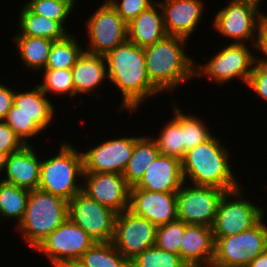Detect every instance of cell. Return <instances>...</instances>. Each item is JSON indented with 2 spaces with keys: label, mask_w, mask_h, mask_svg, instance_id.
<instances>
[{
  "label": "cell",
  "mask_w": 267,
  "mask_h": 267,
  "mask_svg": "<svg viewBox=\"0 0 267 267\" xmlns=\"http://www.w3.org/2000/svg\"><path fill=\"white\" fill-rule=\"evenodd\" d=\"M104 57L107 81L114 83L123 97L119 111H137L142 102L145 103L146 99L160 93L148 78L143 47L127 39Z\"/></svg>",
  "instance_id": "1"
},
{
  "label": "cell",
  "mask_w": 267,
  "mask_h": 267,
  "mask_svg": "<svg viewBox=\"0 0 267 267\" xmlns=\"http://www.w3.org/2000/svg\"><path fill=\"white\" fill-rule=\"evenodd\" d=\"M221 143V139L213 134L205 142L186 151L181 164L187 185L190 179L192 185L212 186L227 192L241 187L231 168L228 148Z\"/></svg>",
  "instance_id": "2"
},
{
  "label": "cell",
  "mask_w": 267,
  "mask_h": 267,
  "mask_svg": "<svg viewBox=\"0 0 267 267\" xmlns=\"http://www.w3.org/2000/svg\"><path fill=\"white\" fill-rule=\"evenodd\" d=\"M187 40L167 35L155 44L144 47L148 78L162 94L195 78V60L183 49Z\"/></svg>",
  "instance_id": "3"
},
{
  "label": "cell",
  "mask_w": 267,
  "mask_h": 267,
  "mask_svg": "<svg viewBox=\"0 0 267 267\" xmlns=\"http://www.w3.org/2000/svg\"><path fill=\"white\" fill-rule=\"evenodd\" d=\"M67 218V200L40 189L30 190L25 214L17 230L36 249Z\"/></svg>",
  "instance_id": "4"
},
{
  "label": "cell",
  "mask_w": 267,
  "mask_h": 267,
  "mask_svg": "<svg viewBox=\"0 0 267 267\" xmlns=\"http://www.w3.org/2000/svg\"><path fill=\"white\" fill-rule=\"evenodd\" d=\"M59 148L54 157L42 159L38 189L70 201L82 191V184L78 183L83 177V156L68 141Z\"/></svg>",
  "instance_id": "5"
},
{
  "label": "cell",
  "mask_w": 267,
  "mask_h": 267,
  "mask_svg": "<svg viewBox=\"0 0 267 267\" xmlns=\"http://www.w3.org/2000/svg\"><path fill=\"white\" fill-rule=\"evenodd\" d=\"M54 107L38 85L25 92L15 90L14 104L4 121L25 145H30L31 139L51 125Z\"/></svg>",
  "instance_id": "6"
},
{
  "label": "cell",
  "mask_w": 267,
  "mask_h": 267,
  "mask_svg": "<svg viewBox=\"0 0 267 267\" xmlns=\"http://www.w3.org/2000/svg\"><path fill=\"white\" fill-rule=\"evenodd\" d=\"M264 217L251 229L223 238H214L211 267H247L267 250V224ZM265 223V224H264Z\"/></svg>",
  "instance_id": "7"
},
{
  "label": "cell",
  "mask_w": 267,
  "mask_h": 267,
  "mask_svg": "<svg viewBox=\"0 0 267 267\" xmlns=\"http://www.w3.org/2000/svg\"><path fill=\"white\" fill-rule=\"evenodd\" d=\"M227 4L216 12L212 27L218 34L234 39L231 43L247 44L245 40H252L255 47L259 26L266 15L251 1L231 0Z\"/></svg>",
  "instance_id": "8"
},
{
  "label": "cell",
  "mask_w": 267,
  "mask_h": 267,
  "mask_svg": "<svg viewBox=\"0 0 267 267\" xmlns=\"http://www.w3.org/2000/svg\"><path fill=\"white\" fill-rule=\"evenodd\" d=\"M212 57L206 64L195 63L196 78L206 75L218 85L238 78L247 85L256 56L246 44L230 43Z\"/></svg>",
  "instance_id": "9"
},
{
  "label": "cell",
  "mask_w": 267,
  "mask_h": 267,
  "mask_svg": "<svg viewBox=\"0 0 267 267\" xmlns=\"http://www.w3.org/2000/svg\"><path fill=\"white\" fill-rule=\"evenodd\" d=\"M241 190L239 187L226 192L221 198L212 225L213 238L228 237L249 230L264 217V208L243 198Z\"/></svg>",
  "instance_id": "10"
},
{
  "label": "cell",
  "mask_w": 267,
  "mask_h": 267,
  "mask_svg": "<svg viewBox=\"0 0 267 267\" xmlns=\"http://www.w3.org/2000/svg\"><path fill=\"white\" fill-rule=\"evenodd\" d=\"M186 182L176 192L177 218L188 225L212 227L221 198L227 192L212 186Z\"/></svg>",
  "instance_id": "11"
},
{
  "label": "cell",
  "mask_w": 267,
  "mask_h": 267,
  "mask_svg": "<svg viewBox=\"0 0 267 267\" xmlns=\"http://www.w3.org/2000/svg\"><path fill=\"white\" fill-rule=\"evenodd\" d=\"M116 212L90 198L83 191L68 201V218L95 242H110L114 237Z\"/></svg>",
  "instance_id": "12"
},
{
  "label": "cell",
  "mask_w": 267,
  "mask_h": 267,
  "mask_svg": "<svg viewBox=\"0 0 267 267\" xmlns=\"http://www.w3.org/2000/svg\"><path fill=\"white\" fill-rule=\"evenodd\" d=\"M102 3L86 22L89 44L84 50L105 56L127 40V24L109 2Z\"/></svg>",
  "instance_id": "13"
},
{
  "label": "cell",
  "mask_w": 267,
  "mask_h": 267,
  "mask_svg": "<svg viewBox=\"0 0 267 267\" xmlns=\"http://www.w3.org/2000/svg\"><path fill=\"white\" fill-rule=\"evenodd\" d=\"M156 233V225L126 210L116 214L112 243L130 262L147 248L155 246Z\"/></svg>",
  "instance_id": "14"
},
{
  "label": "cell",
  "mask_w": 267,
  "mask_h": 267,
  "mask_svg": "<svg viewBox=\"0 0 267 267\" xmlns=\"http://www.w3.org/2000/svg\"><path fill=\"white\" fill-rule=\"evenodd\" d=\"M94 243L90 235L67 218L35 250L53 264L59 260L80 259Z\"/></svg>",
  "instance_id": "15"
},
{
  "label": "cell",
  "mask_w": 267,
  "mask_h": 267,
  "mask_svg": "<svg viewBox=\"0 0 267 267\" xmlns=\"http://www.w3.org/2000/svg\"><path fill=\"white\" fill-rule=\"evenodd\" d=\"M138 138L139 136L114 138L82 152L83 173L123 174Z\"/></svg>",
  "instance_id": "16"
},
{
  "label": "cell",
  "mask_w": 267,
  "mask_h": 267,
  "mask_svg": "<svg viewBox=\"0 0 267 267\" xmlns=\"http://www.w3.org/2000/svg\"><path fill=\"white\" fill-rule=\"evenodd\" d=\"M84 178V181H83ZM82 191L117 214L129 209L130 189L122 174L83 173Z\"/></svg>",
  "instance_id": "17"
},
{
  "label": "cell",
  "mask_w": 267,
  "mask_h": 267,
  "mask_svg": "<svg viewBox=\"0 0 267 267\" xmlns=\"http://www.w3.org/2000/svg\"><path fill=\"white\" fill-rule=\"evenodd\" d=\"M129 211L161 226L177 218L176 192H152L132 186Z\"/></svg>",
  "instance_id": "18"
},
{
  "label": "cell",
  "mask_w": 267,
  "mask_h": 267,
  "mask_svg": "<svg viewBox=\"0 0 267 267\" xmlns=\"http://www.w3.org/2000/svg\"><path fill=\"white\" fill-rule=\"evenodd\" d=\"M158 3L167 34L189 40L204 15V2L202 0H163Z\"/></svg>",
  "instance_id": "19"
},
{
  "label": "cell",
  "mask_w": 267,
  "mask_h": 267,
  "mask_svg": "<svg viewBox=\"0 0 267 267\" xmlns=\"http://www.w3.org/2000/svg\"><path fill=\"white\" fill-rule=\"evenodd\" d=\"M182 164L177 158L159 155L135 185L152 192H177L183 185Z\"/></svg>",
  "instance_id": "20"
},
{
  "label": "cell",
  "mask_w": 267,
  "mask_h": 267,
  "mask_svg": "<svg viewBox=\"0 0 267 267\" xmlns=\"http://www.w3.org/2000/svg\"><path fill=\"white\" fill-rule=\"evenodd\" d=\"M33 145H24L19 151L8 156L2 181L11 183L28 190L39 188L40 166L35 148Z\"/></svg>",
  "instance_id": "21"
},
{
  "label": "cell",
  "mask_w": 267,
  "mask_h": 267,
  "mask_svg": "<svg viewBox=\"0 0 267 267\" xmlns=\"http://www.w3.org/2000/svg\"><path fill=\"white\" fill-rule=\"evenodd\" d=\"M212 227L186 225L180 244V257L188 266L211 267L214 258Z\"/></svg>",
  "instance_id": "22"
},
{
  "label": "cell",
  "mask_w": 267,
  "mask_h": 267,
  "mask_svg": "<svg viewBox=\"0 0 267 267\" xmlns=\"http://www.w3.org/2000/svg\"><path fill=\"white\" fill-rule=\"evenodd\" d=\"M158 1L127 24V39L139 47L155 44L168 34ZM160 11V12H159Z\"/></svg>",
  "instance_id": "23"
},
{
  "label": "cell",
  "mask_w": 267,
  "mask_h": 267,
  "mask_svg": "<svg viewBox=\"0 0 267 267\" xmlns=\"http://www.w3.org/2000/svg\"><path fill=\"white\" fill-rule=\"evenodd\" d=\"M71 70L76 96L80 93L95 95L94 91L99 87L98 85L108 79L105 57L85 50Z\"/></svg>",
  "instance_id": "24"
},
{
  "label": "cell",
  "mask_w": 267,
  "mask_h": 267,
  "mask_svg": "<svg viewBox=\"0 0 267 267\" xmlns=\"http://www.w3.org/2000/svg\"><path fill=\"white\" fill-rule=\"evenodd\" d=\"M160 155L157 142L153 137L139 136L135 141L132 156L123 172V177L132 187L143 177L146 168Z\"/></svg>",
  "instance_id": "25"
},
{
  "label": "cell",
  "mask_w": 267,
  "mask_h": 267,
  "mask_svg": "<svg viewBox=\"0 0 267 267\" xmlns=\"http://www.w3.org/2000/svg\"><path fill=\"white\" fill-rule=\"evenodd\" d=\"M20 10L19 34L15 36H31L57 41L63 39L66 31L57 21L32 13L25 5Z\"/></svg>",
  "instance_id": "26"
},
{
  "label": "cell",
  "mask_w": 267,
  "mask_h": 267,
  "mask_svg": "<svg viewBox=\"0 0 267 267\" xmlns=\"http://www.w3.org/2000/svg\"><path fill=\"white\" fill-rule=\"evenodd\" d=\"M173 105V118L167 121V125L160 131L158 137L153 138L158 145L161 155L177 158L182 161L184 158V138H183V112L182 108Z\"/></svg>",
  "instance_id": "27"
},
{
  "label": "cell",
  "mask_w": 267,
  "mask_h": 267,
  "mask_svg": "<svg viewBox=\"0 0 267 267\" xmlns=\"http://www.w3.org/2000/svg\"><path fill=\"white\" fill-rule=\"evenodd\" d=\"M17 50L25 66L33 70L45 69L49 52L53 41L50 39L31 37V36H14Z\"/></svg>",
  "instance_id": "28"
},
{
  "label": "cell",
  "mask_w": 267,
  "mask_h": 267,
  "mask_svg": "<svg viewBox=\"0 0 267 267\" xmlns=\"http://www.w3.org/2000/svg\"><path fill=\"white\" fill-rule=\"evenodd\" d=\"M29 191L0 180V216L4 219L14 218L19 225L25 214Z\"/></svg>",
  "instance_id": "29"
},
{
  "label": "cell",
  "mask_w": 267,
  "mask_h": 267,
  "mask_svg": "<svg viewBox=\"0 0 267 267\" xmlns=\"http://www.w3.org/2000/svg\"><path fill=\"white\" fill-rule=\"evenodd\" d=\"M77 42V39L70 32L63 39L53 41L44 70L71 69L84 51Z\"/></svg>",
  "instance_id": "30"
},
{
  "label": "cell",
  "mask_w": 267,
  "mask_h": 267,
  "mask_svg": "<svg viewBox=\"0 0 267 267\" xmlns=\"http://www.w3.org/2000/svg\"><path fill=\"white\" fill-rule=\"evenodd\" d=\"M85 267H129V261L112 241L95 242L79 259Z\"/></svg>",
  "instance_id": "31"
},
{
  "label": "cell",
  "mask_w": 267,
  "mask_h": 267,
  "mask_svg": "<svg viewBox=\"0 0 267 267\" xmlns=\"http://www.w3.org/2000/svg\"><path fill=\"white\" fill-rule=\"evenodd\" d=\"M76 3V0H30L25 6L34 14L57 21L66 30L63 24L72 15Z\"/></svg>",
  "instance_id": "32"
},
{
  "label": "cell",
  "mask_w": 267,
  "mask_h": 267,
  "mask_svg": "<svg viewBox=\"0 0 267 267\" xmlns=\"http://www.w3.org/2000/svg\"><path fill=\"white\" fill-rule=\"evenodd\" d=\"M182 258L175 253L157 248H147L129 262V267H187Z\"/></svg>",
  "instance_id": "33"
},
{
  "label": "cell",
  "mask_w": 267,
  "mask_h": 267,
  "mask_svg": "<svg viewBox=\"0 0 267 267\" xmlns=\"http://www.w3.org/2000/svg\"><path fill=\"white\" fill-rule=\"evenodd\" d=\"M44 74L43 84H38L43 93L47 96L48 92L54 95L69 94V97L75 96L73 86V75L71 69L62 70H42Z\"/></svg>",
  "instance_id": "34"
},
{
  "label": "cell",
  "mask_w": 267,
  "mask_h": 267,
  "mask_svg": "<svg viewBox=\"0 0 267 267\" xmlns=\"http://www.w3.org/2000/svg\"><path fill=\"white\" fill-rule=\"evenodd\" d=\"M186 225L185 222L176 219L165 225L158 226L155 246L180 256V244Z\"/></svg>",
  "instance_id": "35"
},
{
  "label": "cell",
  "mask_w": 267,
  "mask_h": 267,
  "mask_svg": "<svg viewBox=\"0 0 267 267\" xmlns=\"http://www.w3.org/2000/svg\"><path fill=\"white\" fill-rule=\"evenodd\" d=\"M200 117L183 112L184 156L186 151L208 140L213 134Z\"/></svg>",
  "instance_id": "36"
},
{
  "label": "cell",
  "mask_w": 267,
  "mask_h": 267,
  "mask_svg": "<svg viewBox=\"0 0 267 267\" xmlns=\"http://www.w3.org/2000/svg\"><path fill=\"white\" fill-rule=\"evenodd\" d=\"M154 0H110L109 3L115 8L122 20L128 24L142 11L148 9Z\"/></svg>",
  "instance_id": "37"
},
{
  "label": "cell",
  "mask_w": 267,
  "mask_h": 267,
  "mask_svg": "<svg viewBox=\"0 0 267 267\" xmlns=\"http://www.w3.org/2000/svg\"><path fill=\"white\" fill-rule=\"evenodd\" d=\"M247 86L267 102V65L255 62Z\"/></svg>",
  "instance_id": "38"
},
{
  "label": "cell",
  "mask_w": 267,
  "mask_h": 267,
  "mask_svg": "<svg viewBox=\"0 0 267 267\" xmlns=\"http://www.w3.org/2000/svg\"><path fill=\"white\" fill-rule=\"evenodd\" d=\"M25 144L5 121H0V151L11 153L19 151Z\"/></svg>",
  "instance_id": "39"
},
{
  "label": "cell",
  "mask_w": 267,
  "mask_h": 267,
  "mask_svg": "<svg viewBox=\"0 0 267 267\" xmlns=\"http://www.w3.org/2000/svg\"><path fill=\"white\" fill-rule=\"evenodd\" d=\"M15 90H12L0 83V121H4L7 113L14 104Z\"/></svg>",
  "instance_id": "40"
},
{
  "label": "cell",
  "mask_w": 267,
  "mask_h": 267,
  "mask_svg": "<svg viewBox=\"0 0 267 267\" xmlns=\"http://www.w3.org/2000/svg\"><path fill=\"white\" fill-rule=\"evenodd\" d=\"M255 48L265 55V58L256 56V62L267 65V15L263 18L259 26Z\"/></svg>",
  "instance_id": "41"
},
{
  "label": "cell",
  "mask_w": 267,
  "mask_h": 267,
  "mask_svg": "<svg viewBox=\"0 0 267 267\" xmlns=\"http://www.w3.org/2000/svg\"><path fill=\"white\" fill-rule=\"evenodd\" d=\"M53 267H85L79 259L59 260L52 264Z\"/></svg>",
  "instance_id": "42"
},
{
  "label": "cell",
  "mask_w": 267,
  "mask_h": 267,
  "mask_svg": "<svg viewBox=\"0 0 267 267\" xmlns=\"http://www.w3.org/2000/svg\"><path fill=\"white\" fill-rule=\"evenodd\" d=\"M247 267H267V250L255 257Z\"/></svg>",
  "instance_id": "43"
},
{
  "label": "cell",
  "mask_w": 267,
  "mask_h": 267,
  "mask_svg": "<svg viewBox=\"0 0 267 267\" xmlns=\"http://www.w3.org/2000/svg\"><path fill=\"white\" fill-rule=\"evenodd\" d=\"M9 154L0 151V174L4 172Z\"/></svg>",
  "instance_id": "44"
},
{
  "label": "cell",
  "mask_w": 267,
  "mask_h": 267,
  "mask_svg": "<svg viewBox=\"0 0 267 267\" xmlns=\"http://www.w3.org/2000/svg\"><path fill=\"white\" fill-rule=\"evenodd\" d=\"M243 1H251V2H254V3L258 4V5H261L260 2H262V0H243Z\"/></svg>",
  "instance_id": "45"
}]
</instances>
